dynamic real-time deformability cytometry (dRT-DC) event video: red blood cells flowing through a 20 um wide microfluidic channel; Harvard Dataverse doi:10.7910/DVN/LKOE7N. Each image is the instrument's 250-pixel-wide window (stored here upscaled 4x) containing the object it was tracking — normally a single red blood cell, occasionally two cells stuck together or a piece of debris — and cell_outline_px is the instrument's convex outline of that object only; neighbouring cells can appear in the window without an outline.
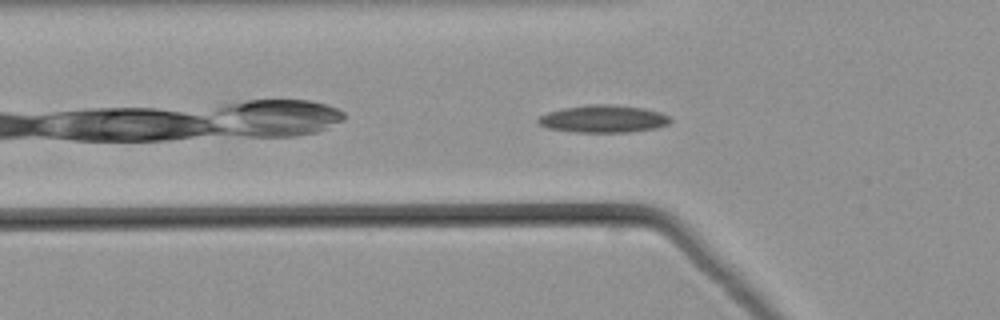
{"species": "common noctule bat (a hibernating species)", "species_latin": "Nyctalus noctula", "temperature_condition": "warm", "stored_images_in_passage": 34, "camera_frame_rate_fps": 3000, "um_per_image_px": 0.085, "animal": {"sex": "male", "body_mass_g": 21.5, "forearm_length_mm": 52.0}, "frame": {"image": 1, "passage_image": 3, "time_ms": 0.667, "image_size_px": [1000, 320], "cell_outline_px": [[672, 120], [668, 124], [656, 128], [628, 132], [576, 132], [548, 128], [536, 124], [536, 120], [540, 116], [548, 112], [564, 108], [588, 104], [608, 104], [644, 108], [660, 112], [668, 116]], "centroid_in_image_um": [51.26, 10.1], "position_along_channel_um": 74.5, "area_um2": 21.15}}
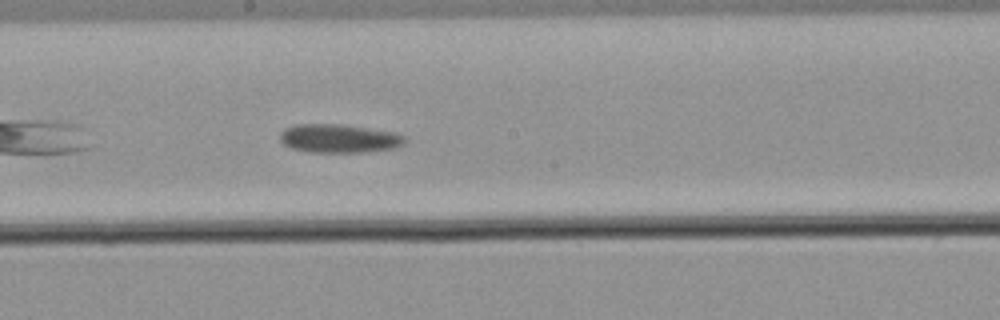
{"frame": {"image": 2, "passage_image": 14, "time_ms": 4.333, "image_size_px": [1000, 320], "cell_outline_px": [[408, 140], [404, 144], [392, 148], [364, 152], [308, 152], [292, 148], [284, 144], [280, 140], [280, 132], [284, 128], [296, 124], [340, 124], [396, 132], [404, 136]], "centroid_in_image_um": [28.81, 11.76], "position_along_channel_um": 219.4, "area_um2": 20.87}}
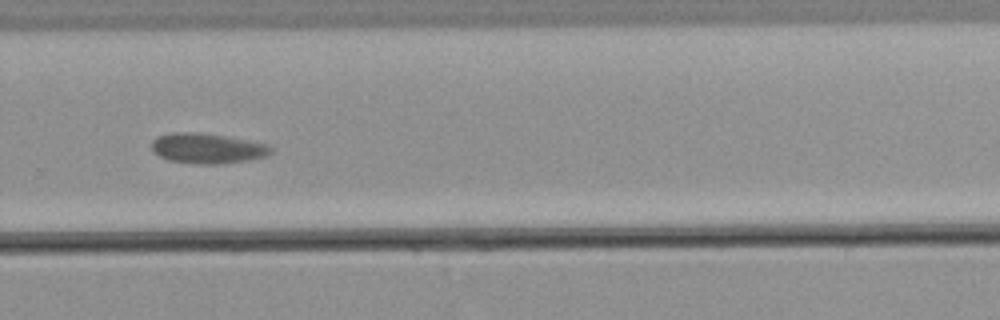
{"frame": {"image": 3, "passage_image": 21, "time_ms": 6.667, "image_size_px": [1000, 320], "cell_outline_px": [[272, 152], [264, 156], [248, 160], [220, 164], [196, 164], [168, 160], [160, 156], [152, 148], [152, 140], [156, 136], [172, 132], [200, 132], [248, 140], [268, 144], [272, 148]], "centroid_in_image_um": [17.61, 12.6], "position_along_channel_um": 312.2, "area_um2": 20.98}}